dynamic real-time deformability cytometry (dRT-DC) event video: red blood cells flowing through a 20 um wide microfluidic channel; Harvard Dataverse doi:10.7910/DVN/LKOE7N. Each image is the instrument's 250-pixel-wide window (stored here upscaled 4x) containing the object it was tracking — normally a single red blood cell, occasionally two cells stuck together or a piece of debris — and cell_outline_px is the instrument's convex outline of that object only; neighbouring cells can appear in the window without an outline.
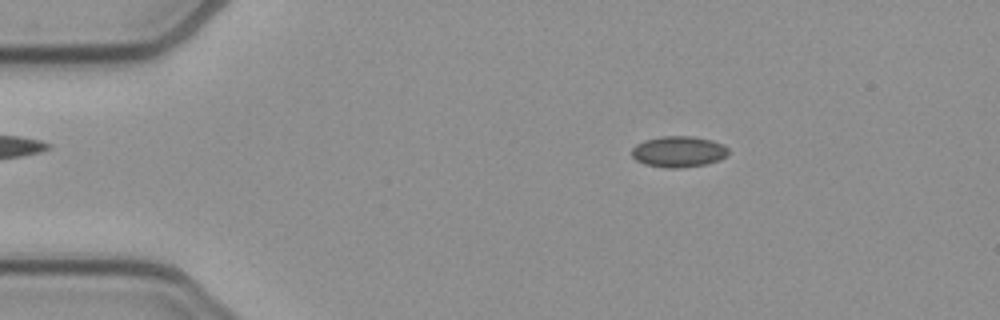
{"species": "common noctule bat (a hibernating species)", "species_latin": "Nyctalus noctula", "temperature_condition": "cold", "stored_images_in_passage": 45, "camera_frame_rate_fps": 3000, "um_per_image_px": 0.085, "animal": {"sex": "female", "body_mass_g": 21.9}, "frame": {"image": 1, "passage_image": 1, "time_ms": 0.0, "image_size_px": [1000, 320], "cell_outline_px": [[728, 152], [720, 160], [704, 164], [680, 168], [664, 168], [644, 164], [636, 160], [632, 156], [632, 148], [636, 144], [644, 140], [660, 136], [692, 136], [712, 140], [724, 144], [728, 148]], "centroid_in_image_um": [57.66, 12.88], "position_along_channel_um": 27.3, "area_um2": 17.57}}
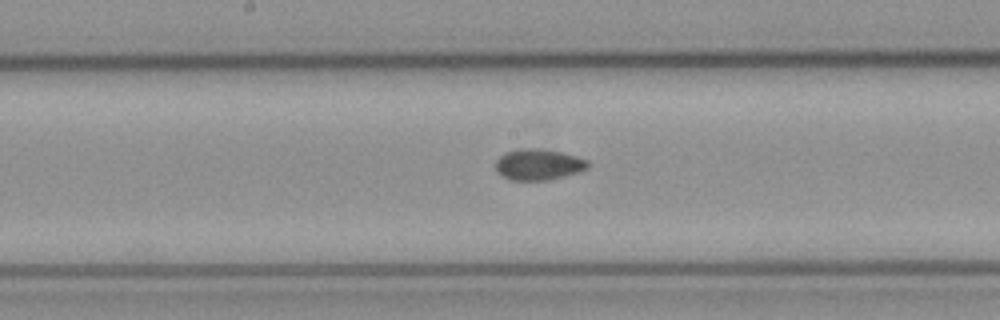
{"frame": {"image": 2, "passage_image": 19, "time_ms": 6.0, "image_size_px": [1000, 320], "cell_outline_px": [[592, 164], [588, 168], [564, 176], [548, 180], [512, 180], [496, 172], [496, 160], [504, 152], [524, 148], [532, 148], [560, 152], [576, 156], [588, 160]], "centroid_in_image_um": [45.77, 13.98], "position_along_channel_um": 202.4, "area_um2": 16.59}}
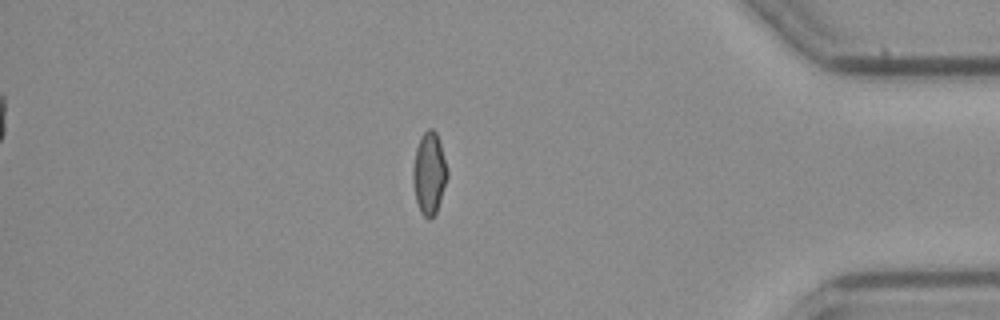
{"frame": {"image": 3, "passage_image": 37, "time_ms": 12.0, "image_size_px": [1000, 320], "cell_outline_px": [[448, 176], [436, 212], [428, 220], [420, 212], [416, 200], [412, 184], [412, 168], [416, 148], [420, 136], [428, 128], [432, 128], [436, 132], [440, 144], [448, 172]], "centroid_in_image_um": [36.45, 14.72], "position_along_channel_um": 398.7, "area_um2": 16.42}, "authors_computed_cell_mechanics": {"area_um2": 16.4152, "velocity_mm_per_s": 3.8939, "shape_relaxation_time_tau1_ms": null, "shape_relaxation_time_tau2_ms": 3.5271, "deformation_change_tau1": null, "deformation_change_tau2": 0.0703}}